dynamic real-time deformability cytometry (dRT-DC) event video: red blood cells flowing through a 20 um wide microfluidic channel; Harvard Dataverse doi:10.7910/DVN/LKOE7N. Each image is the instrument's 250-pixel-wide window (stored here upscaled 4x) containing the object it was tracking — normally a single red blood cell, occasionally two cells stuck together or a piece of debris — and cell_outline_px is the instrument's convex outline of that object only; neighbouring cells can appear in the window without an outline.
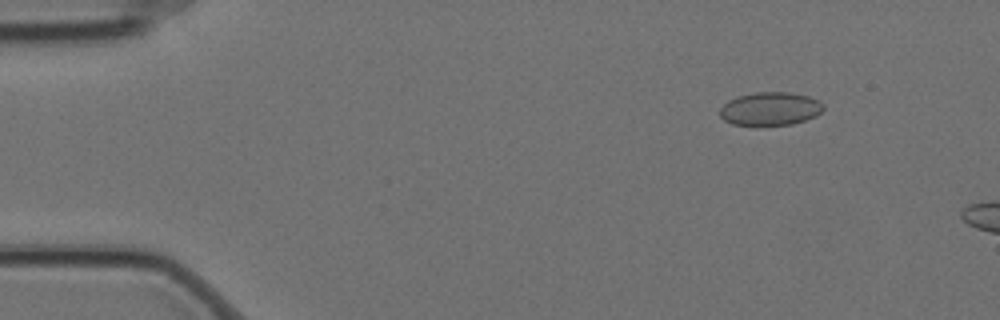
{"species": "Egyptian fruit bat (a non-hibernating species)", "species_latin": "Rousettus aegyptiacus", "temperature_condition": "cold", "stored_images_in_passage": 4, "camera_frame_rate_fps": 3000, "um_per_image_px": 0.085, "animal": {"sex": "female"}, "frame": {"image": 1, "passage_image": 2, "time_ms": 0.333, "image_size_px": [1000, 320], "cell_outline_px": [[824, 108], [816, 116], [792, 124], [732, 124], [724, 120], [720, 116], [720, 108], [728, 100], [736, 96], [756, 92], [792, 92], [808, 96], [820, 100], [824, 104]], "centroid_in_image_um": [65.48, 9.22], "position_along_channel_um": 19.5, "area_um2": 20.0}}